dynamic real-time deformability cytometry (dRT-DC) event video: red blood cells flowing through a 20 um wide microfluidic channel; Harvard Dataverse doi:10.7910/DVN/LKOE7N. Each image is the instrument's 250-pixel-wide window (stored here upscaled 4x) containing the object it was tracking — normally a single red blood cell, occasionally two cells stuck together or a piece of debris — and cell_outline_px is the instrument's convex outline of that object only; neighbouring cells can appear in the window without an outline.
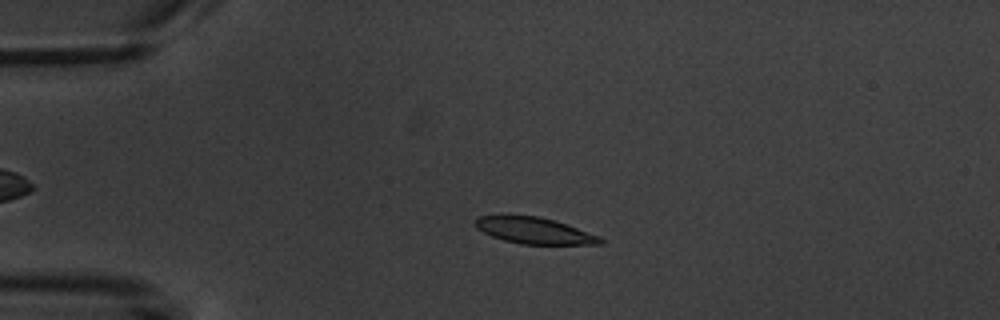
{"species": "common noctule bat (a hibernating species)", "species_latin": "Nyctalus noctula", "temperature_condition": "warm", "stored_images_in_passage": 4, "camera_frame_rate_fps": 3000, "um_per_image_px": 0.085, "animal": {"sex": "male", "body_mass_g": 20.1, "forearm_length_mm": 53.5}, "frame": {"image": 1, "passage_image": 3, "time_ms": 2.333, "image_size_px": [1000, 320], "cell_outline_px": [[604, 244], [520, 244], [504, 240], [492, 236], [476, 228], [476, 216], [500, 212], [540, 216], [600, 236], [604, 240]], "centroid_in_image_um": [45.31, 19.55], "position_along_channel_um": 39.7, "area_um2": 19.71}}